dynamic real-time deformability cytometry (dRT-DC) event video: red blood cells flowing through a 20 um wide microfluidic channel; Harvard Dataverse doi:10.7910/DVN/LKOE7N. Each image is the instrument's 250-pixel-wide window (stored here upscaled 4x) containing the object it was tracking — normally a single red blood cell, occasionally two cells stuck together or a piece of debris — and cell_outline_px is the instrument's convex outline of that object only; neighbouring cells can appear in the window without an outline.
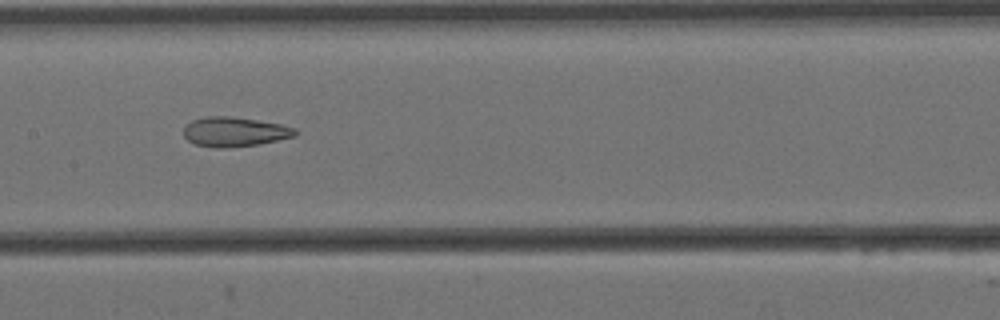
{"species": "Egyptian fruit bat (a non-hibernating species)", "species_latin": "Rousettus aegyptiacus", "temperature_condition": "cold", "stored_images_in_passage": 6, "camera_frame_rate_fps": 3000, "um_per_image_px": 0.085, "animal": {"sex": "female"}, "frame": {"image": 1, "passage_image": 5, "time_ms": 1.333, "image_size_px": [1000, 320], "cell_outline_px": [[296, 136], [260, 144], [228, 148], [212, 148], [196, 144], [188, 140], [184, 136], [184, 128], [192, 120], [204, 116], [228, 116], [256, 120], [280, 124], [296, 128]], "centroid_in_image_um": [19.93, 11.21], "position_along_channel_um": 187.5, "area_um2": 19.25}}
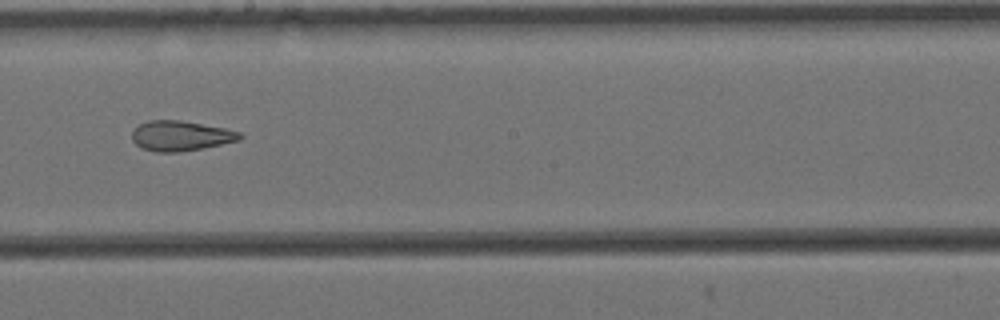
{"frame": {"image": 2, "passage_image": 6, "time_ms": 1.667, "image_size_px": [1000, 320], "cell_outline_px": [[244, 136], [240, 140], [180, 152], [156, 152], [140, 148], [132, 140], [132, 132], [140, 124], [148, 120], [180, 120], [224, 128], [240, 132]], "centroid_in_image_um": [15.34, 11.55], "position_along_channel_um": 232.9, "area_um2": 18.79}}